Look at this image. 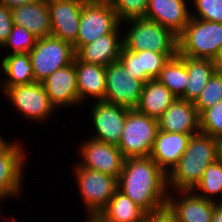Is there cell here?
<instances>
[{"mask_svg": "<svg viewBox=\"0 0 222 222\" xmlns=\"http://www.w3.org/2000/svg\"><path fill=\"white\" fill-rule=\"evenodd\" d=\"M222 101V71H215L194 102L198 114Z\"/></svg>", "mask_w": 222, "mask_h": 222, "instance_id": "31", "label": "cell"}, {"mask_svg": "<svg viewBox=\"0 0 222 222\" xmlns=\"http://www.w3.org/2000/svg\"><path fill=\"white\" fill-rule=\"evenodd\" d=\"M186 69L188 82L186 84L185 93L180 99L195 102L208 83L210 77L216 71V67L211 59L191 58L186 56Z\"/></svg>", "mask_w": 222, "mask_h": 222, "instance_id": "25", "label": "cell"}, {"mask_svg": "<svg viewBox=\"0 0 222 222\" xmlns=\"http://www.w3.org/2000/svg\"><path fill=\"white\" fill-rule=\"evenodd\" d=\"M78 96L81 104L86 99L104 100L106 90V67L82 62L74 58Z\"/></svg>", "mask_w": 222, "mask_h": 222, "instance_id": "23", "label": "cell"}, {"mask_svg": "<svg viewBox=\"0 0 222 222\" xmlns=\"http://www.w3.org/2000/svg\"><path fill=\"white\" fill-rule=\"evenodd\" d=\"M148 0L145 18L158 22L179 37L191 18L188 0ZM191 10V11H190Z\"/></svg>", "mask_w": 222, "mask_h": 222, "instance_id": "17", "label": "cell"}, {"mask_svg": "<svg viewBox=\"0 0 222 222\" xmlns=\"http://www.w3.org/2000/svg\"><path fill=\"white\" fill-rule=\"evenodd\" d=\"M23 142L14 139L0 154V202L19 197L24 187L27 154Z\"/></svg>", "mask_w": 222, "mask_h": 222, "instance_id": "11", "label": "cell"}, {"mask_svg": "<svg viewBox=\"0 0 222 222\" xmlns=\"http://www.w3.org/2000/svg\"><path fill=\"white\" fill-rule=\"evenodd\" d=\"M217 71H222V46L219 49L216 57L213 59Z\"/></svg>", "mask_w": 222, "mask_h": 222, "instance_id": "39", "label": "cell"}, {"mask_svg": "<svg viewBox=\"0 0 222 222\" xmlns=\"http://www.w3.org/2000/svg\"><path fill=\"white\" fill-rule=\"evenodd\" d=\"M33 66L34 80L42 82L53 72L73 63L76 52L72 44L49 36L38 38L29 52Z\"/></svg>", "mask_w": 222, "mask_h": 222, "instance_id": "9", "label": "cell"}, {"mask_svg": "<svg viewBox=\"0 0 222 222\" xmlns=\"http://www.w3.org/2000/svg\"><path fill=\"white\" fill-rule=\"evenodd\" d=\"M121 22L145 18L147 13L148 0H109Z\"/></svg>", "mask_w": 222, "mask_h": 222, "instance_id": "33", "label": "cell"}, {"mask_svg": "<svg viewBox=\"0 0 222 222\" xmlns=\"http://www.w3.org/2000/svg\"><path fill=\"white\" fill-rule=\"evenodd\" d=\"M157 121L160 131L184 134L200 132L199 114L194 102L180 98H176Z\"/></svg>", "mask_w": 222, "mask_h": 222, "instance_id": "19", "label": "cell"}, {"mask_svg": "<svg viewBox=\"0 0 222 222\" xmlns=\"http://www.w3.org/2000/svg\"><path fill=\"white\" fill-rule=\"evenodd\" d=\"M192 191L206 200L217 203L222 201V159L218 158L208 165L201 180Z\"/></svg>", "mask_w": 222, "mask_h": 222, "instance_id": "29", "label": "cell"}, {"mask_svg": "<svg viewBox=\"0 0 222 222\" xmlns=\"http://www.w3.org/2000/svg\"><path fill=\"white\" fill-rule=\"evenodd\" d=\"M99 215L107 222H145L147 214L117 189Z\"/></svg>", "mask_w": 222, "mask_h": 222, "instance_id": "27", "label": "cell"}, {"mask_svg": "<svg viewBox=\"0 0 222 222\" xmlns=\"http://www.w3.org/2000/svg\"><path fill=\"white\" fill-rule=\"evenodd\" d=\"M216 204L217 202L206 200L193 191H169L166 209L175 217L176 222H211Z\"/></svg>", "mask_w": 222, "mask_h": 222, "instance_id": "15", "label": "cell"}, {"mask_svg": "<svg viewBox=\"0 0 222 222\" xmlns=\"http://www.w3.org/2000/svg\"><path fill=\"white\" fill-rule=\"evenodd\" d=\"M117 186L147 215L167 207V174L151 157L126 158Z\"/></svg>", "mask_w": 222, "mask_h": 222, "instance_id": "1", "label": "cell"}, {"mask_svg": "<svg viewBox=\"0 0 222 222\" xmlns=\"http://www.w3.org/2000/svg\"><path fill=\"white\" fill-rule=\"evenodd\" d=\"M13 25L11 9L0 3V47L6 42Z\"/></svg>", "mask_w": 222, "mask_h": 222, "instance_id": "35", "label": "cell"}, {"mask_svg": "<svg viewBox=\"0 0 222 222\" xmlns=\"http://www.w3.org/2000/svg\"><path fill=\"white\" fill-rule=\"evenodd\" d=\"M222 46V23L191 17L178 37V53L213 60Z\"/></svg>", "mask_w": 222, "mask_h": 222, "instance_id": "4", "label": "cell"}, {"mask_svg": "<svg viewBox=\"0 0 222 222\" xmlns=\"http://www.w3.org/2000/svg\"><path fill=\"white\" fill-rule=\"evenodd\" d=\"M9 105L14 107L22 118L29 121L46 123L56 113V108L50 103L49 97L41 82L15 85L1 88Z\"/></svg>", "mask_w": 222, "mask_h": 222, "instance_id": "8", "label": "cell"}, {"mask_svg": "<svg viewBox=\"0 0 222 222\" xmlns=\"http://www.w3.org/2000/svg\"><path fill=\"white\" fill-rule=\"evenodd\" d=\"M120 25L121 22L109 0H86L81 9L77 40L73 45L75 52L83 45L111 34Z\"/></svg>", "mask_w": 222, "mask_h": 222, "instance_id": "7", "label": "cell"}, {"mask_svg": "<svg viewBox=\"0 0 222 222\" xmlns=\"http://www.w3.org/2000/svg\"><path fill=\"white\" fill-rule=\"evenodd\" d=\"M41 83L47 92L50 103L56 110L81 105L74 62L56 70Z\"/></svg>", "mask_w": 222, "mask_h": 222, "instance_id": "16", "label": "cell"}, {"mask_svg": "<svg viewBox=\"0 0 222 222\" xmlns=\"http://www.w3.org/2000/svg\"><path fill=\"white\" fill-rule=\"evenodd\" d=\"M120 28L121 25L111 34L101 36L92 43L83 45L76 52V57L82 62L103 67L118 61L123 48V38L121 37L124 33Z\"/></svg>", "mask_w": 222, "mask_h": 222, "instance_id": "20", "label": "cell"}, {"mask_svg": "<svg viewBox=\"0 0 222 222\" xmlns=\"http://www.w3.org/2000/svg\"><path fill=\"white\" fill-rule=\"evenodd\" d=\"M144 83L134 77L118 60L106 66V90L103 101L135 109Z\"/></svg>", "mask_w": 222, "mask_h": 222, "instance_id": "10", "label": "cell"}, {"mask_svg": "<svg viewBox=\"0 0 222 222\" xmlns=\"http://www.w3.org/2000/svg\"><path fill=\"white\" fill-rule=\"evenodd\" d=\"M219 158L218 139L204 133L191 136L187 149L167 174L168 190L192 191L209 164Z\"/></svg>", "mask_w": 222, "mask_h": 222, "instance_id": "2", "label": "cell"}, {"mask_svg": "<svg viewBox=\"0 0 222 222\" xmlns=\"http://www.w3.org/2000/svg\"><path fill=\"white\" fill-rule=\"evenodd\" d=\"M199 129L201 133L219 139L222 137V101L199 115Z\"/></svg>", "mask_w": 222, "mask_h": 222, "instance_id": "32", "label": "cell"}, {"mask_svg": "<svg viewBox=\"0 0 222 222\" xmlns=\"http://www.w3.org/2000/svg\"><path fill=\"white\" fill-rule=\"evenodd\" d=\"M75 182L83 201L86 218L98 215L114 196L117 186V178L99 171L81 167L78 163L72 167Z\"/></svg>", "mask_w": 222, "mask_h": 222, "instance_id": "5", "label": "cell"}, {"mask_svg": "<svg viewBox=\"0 0 222 222\" xmlns=\"http://www.w3.org/2000/svg\"><path fill=\"white\" fill-rule=\"evenodd\" d=\"M158 132V121L136 109H129L117 145L123 157H150Z\"/></svg>", "mask_w": 222, "mask_h": 222, "instance_id": "6", "label": "cell"}, {"mask_svg": "<svg viewBox=\"0 0 222 222\" xmlns=\"http://www.w3.org/2000/svg\"><path fill=\"white\" fill-rule=\"evenodd\" d=\"M211 222H222V204L217 203L212 213Z\"/></svg>", "mask_w": 222, "mask_h": 222, "instance_id": "38", "label": "cell"}, {"mask_svg": "<svg viewBox=\"0 0 222 222\" xmlns=\"http://www.w3.org/2000/svg\"><path fill=\"white\" fill-rule=\"evenodd\" d=\"M0 62V68L5 75V78L0 82V87H12L35 82L29 53L4 55Z\"/></svg>", "mask_w": 222, "mask_h": 222, "instance_id": "26", "label": "cell"}, {"mask_svg": "<svg viewBox=\"0 0 222 222\" xmlns=\"http://www.w3.org/2000/svg\"><path fill=\"white\" fill-rule=\"evenodd\" d=\"M145 222H176V219L167 209H164L160 212L146 215Z\"/></svg>", "mask_w": 222, "mask_h": 222, "instance_id": "36", "label": "cell"}, {"mask_svg": "<svg viewBox=\"0 0 222 222\" xmlns=\"http://www.w3.org/2000/svg\"><path fill=\"white\" fill-rule=\"evenodd\" d=\"M124 22L122 23L125 27L121 25V28H127L122 37L125 49L178 53V37L158 22L146 18H134Z\"/></svg>", "mask_w": 222, "mask_h": 222, "instance_id": "3", "label": "cell"}, {"mask_svg": "<svg viewBox=\"0 0 222 222\" xmlns=\"http://www.w3.org/2000/svg\"><path fill=\"white\" fill-rule=\"evenodd\" d=\"M194 134L172 133L158 130L150 157L168 174L187 149Z\"/></svg>", "mask_w": 222, "mask_h": 222, "instance_id": "22", "label": "cell"}, {"mask_svg": "<svg viewBox=\"0 0 222 222\" xmlns=\"http://www.w3.org/2000/svg\"><path fill=\"white\" fill-rule=\"evenodd\" d=\"M191 17L222 23V0H192ZM195 11V12H194Z\"/></svg>", "mask_w": 222, "mask_h": 222, "instance_id": "34", "label": "cell"}, {"mask_svg": "<svg viewBox=\"0 0 222 222\" xmlns=\"http://www.w3.org/2000/svg\"><path fill=\"white\" fill-rule=\"evenodd\" d=\"M176 97L157 79H151L143 85L137 111L158 119L175 101Z\"/></svg>", "mask_w": 222, "mask_h": 222, "instance_id": "24", "label": "cell"}, {"mask_svg": "<svg viewBox=\"0 0 222 222\" xmlns=\"http://www.w3.org/2000/svg\"><path fill=\"white\" fill-rule=\"evenodd\" d=\"M177 53H158L155 51H129L124 47L121 50L119 61L144 84L156 79L165 63Z\"/></svg>", "mask_w": 222, "mask_h": 222, "instance_id": "18", "label": "cell"}, {"mask_svg": "<svg viewBox=\"0 0 222 222\" xmlns=\"http://www.w3.org/2000/svg\"><path fill=\"white\" fill-rule=\"evenodd\" d=\"M85 222H107L99 214L90 216L86 219Z\"/></svg>", "mask_w": 222, "mask_h": 222, "instance_id": "41", "label": "cell"}, {"mask_svg": "<svg viewBox=\"0 0 222 222\" xmlns=\"http://www.w3.org/2000/svg\"><path fill=\"white\" fill-rule=\"evenodd\" d=\"M219 144V158L222 159V137L218 139Z\"/></svg>", "mask_w": 222, "mask_h": 222, "instance_id": "42", "label": "cell"}, {"mask_svg": "<svg viewBox=\"0 0 222 222\" xmlns=\"http://www.w3.org/2000/svg\"><path fill=\"white\" fill-rule=\"evenodd\" d=\"M37 39L38 38L36 36L24 27L14 24L10 35L1 48L6 49V51L10 50L4 55L29 53L35 46Z\"/></svg>", "mask_w": 222, "mask_h": 222, "instance_id": "30", "label": "cell"}, {"mask_svg": "<svg viewBox=\"0 0 222 222\" xmlns=\"http://www.w3.org/2000/svg\"><path fill=\"white\" fill-rule=\"evenodd\" d=\"M91 120L94 127V135L90 138L105 142L108 144L118 145L122 131L125 126V120L129 108L108 103L106 101H93Z\"/></svg>", "mask_w": 222, "mask_h": 222, "instance_id": "13", "label": "cell"}, {"mask_svg": "<svg viewBox=\"0 0 222 222\" xmlns=\"http://www.w3.org/2000/svg\"><path fill=\"white\" fill-rule=\"evenodd\" d=\"M80 162L83 167L118 179L123 168L125 158L117 145L86 138L78 144Z\"/></svg>", "mask_w": 222, "mask_h": 222, "instance_id": "12", "label": "cell"}, {"mask_svg": "<svg viewBox=\"0 0 222 222\" xmlns=\"http://www.w3.org/2000/svg\"><path fill=\"white\" fill-rule=\"evenodd\" d=\"M86 0H48L51 20V36L76 43L81 9Z\"/></svg>", "mask_w": 222, "mask_h": 222, "instance_id": "14", "label": "cell"}, {"mask_svg": "<svg viewBox=\"0 0 222 222\" xmlns=\"http://www.w3.org/2000/svg\"><path fill=\"white\" fill-rule=\"evenodd\" d=\"M32 1L34 0H0V3L11 9L13 7L24 5Z\"/></svg>", "mask_w": 222, "mask_h": 222, "instance_id": "37", "label": "cell"}, {"mask_svg": "<svg viewBox=\"0 0 222 222\" xmlns=\"http://www.w3.org/2000/svg\"><path fill=\"white\" fill-rule=\"evenodd\" d=\"M156 79L164 84L176 98H181L185 93L188 82L186 56L177 53L170 58Z\"/></svg>", "mask_w": 222, "mask_h": 222, "instance_id": "28", "label": "cell"}, {"mask_svg": "<svg viewBox=\"0 0 222 222\" xmlns=\"http://www.w3.org/2000/svg\"><path fill=\"white\" fill-rule=\"evenodd\" d=\"M12 143L8 142L7 139H4L3 136L0 135V154Z\"/></svg>", "mask_w": 222, "mask_h": 222, "instance_id": "40", "label": "cell"}, {"mask_svg": "<svg viewBox=\"0 0 222 222\" xmlns=\"http://www.w3.org/2000/svg\"><path fill=\"white\" fill-rule=\"evenodd\" d=\"M13 23L24 27L37 38L51 36L48 0H34L11 8Z\"/></svg>", "mask_w": 222, "mask_h": 222, "instance_id": "21", "label": "cell"}]
</instances>
